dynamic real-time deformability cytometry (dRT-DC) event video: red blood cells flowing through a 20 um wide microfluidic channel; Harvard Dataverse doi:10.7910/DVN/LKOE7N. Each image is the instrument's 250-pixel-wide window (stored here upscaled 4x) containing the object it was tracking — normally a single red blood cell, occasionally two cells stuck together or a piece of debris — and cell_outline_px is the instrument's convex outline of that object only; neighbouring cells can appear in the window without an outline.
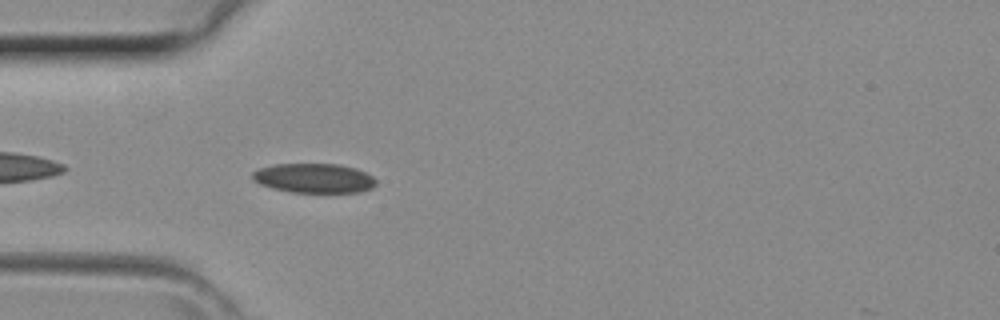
{"species": "common noctule bat (a hibernating species)", "species_latin": "Nyctalus noctula", "temperature_condition": "room temperature", "stored_images_in_passage": 35, "camera_frame_rate_fps": 3000, "um_per_image_px": 0.085, "animal": {"sex": "female", "body_mass_g": 29.2, "forearm_length_mm": 56.3}, "frame": {"image": 1, "passage_image": 5, "time_ms": 1.333, "image_size_px": [1000, 320], "cell_outline_px": [[376, 184], [372, 188], [360, 192], [292, 192], [272, 188], [260, 184], [252, 180], [252, 172], [260, 168], [276, 164], [340, 164], [356, 168], [372, 176], [376, 180]], "centroid_in_image_um": [26.69, 15.14], "position_along_channel_um": 58.3, "area_um2": 21.21}}
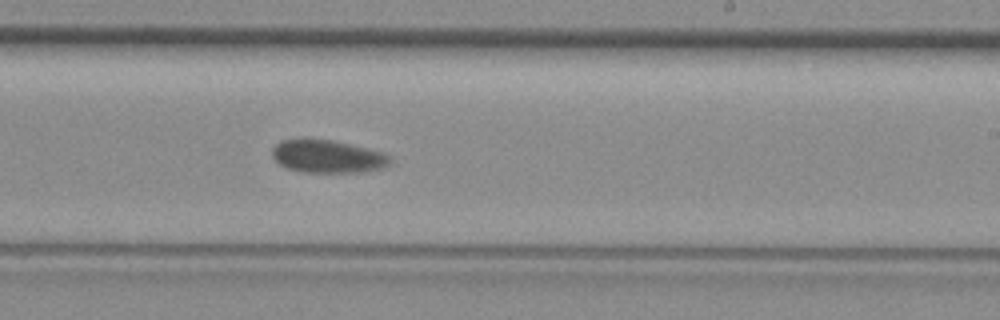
{"frame": {"image": 2, "passage_image": 18, "time_ms": 5.667, "image_size_px": [1000, 320], "cell_outline_px": [[392, 164], [384, 168], [360, 172], [304, 172], [288, 168], [280, 164], [272, 156], [272, 148], [280, 140], [332, 140], [384, 152], [392, 156]], "centroid_in_image_um": [27.92, 13.31], "position_along_channel_um": 261.1, "area_um2": 22.48}}
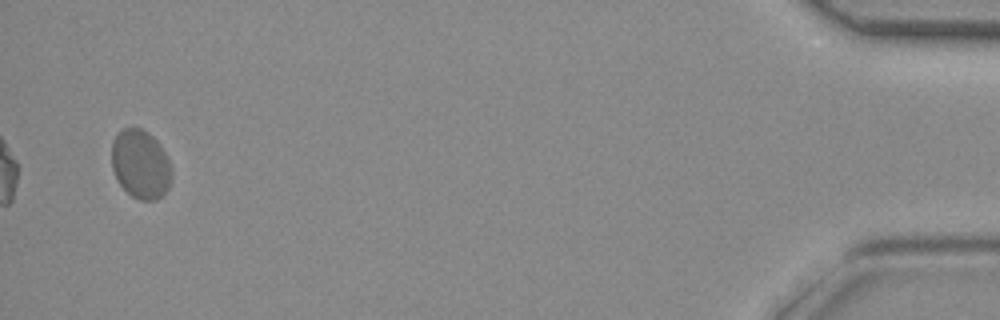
{"frame": {"image": 3, "passage_image": 34, "time_ms": 11.0, "image_size_px": [1000, 320], "cell_outline_px": [[172, 180], [168, 188], [156, 200], [140, 200], [132, 196], [120, 184], [112, 168], [112, 140], [120, 128], [140, 128], [148, 132], [156, 140], [168, 156], [172, 168]], "centroid_in_image_um": [11.96, 13.94], "position_along_channel_um": 423.2, "area_um2": 24.22}}